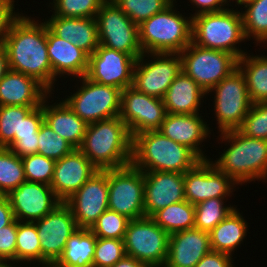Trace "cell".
I'll return each mask as SVG.
<instances>
[{
  "instance_id": "cell-25",
  "label": "cell",
  "mask_w": 267,
  "mask_h": 267,
  "mask_svg": "<svg viewBox=\"0 0 267 267\" xmlns=\"http://www.w3.org/2000/svg\"><path fill=\"white\" fill-rule=\"evenodd\" d=\"M50 92L35 78L9 70L0 81V106L42 105Z\"/></svg>"
},
{
  "instance_id": "cell-21",
  "label": "cell",
  "mask_w": 267,
  "mask_h": 267,
  "mask_svg": "<svg viewBox=\"0 0 267 267\" xmlns=\"http://www.w3.org/2000/svg\"><path fill=\"white\" fill-rule=\"evenodd\" d=\"M97 171L90 160L78 148H74L68 155L56 160L50 186L64 202Z\"/></svg>"
},
{
  "instance_id": "cell-14",
  "label": "cell",
  "mask_w": 267,
  "mask_h": 267,
  "mask_svg": "<svg viewBox=\"0 0 267 267\" xmlns=\"http://www.w3.org/2000/svg\"><path fill=\"white\" fill-rule=\"evenodd\" d=\"M166 114L163 99L146 95L133 86L121 91L119 117L132 138L142 132L159 130Z\"/></svg>"
},
{
  "instance_id": "cell-15",
  "label": "cell",
  "mask_w": 267,
  "mask_h": 267,
  "mask_svg": "<svg viewBox=\"0 0 267 267\" xmlns=\"http://www.w3.org/2000/svg\"><path fill=\"white\" fill-rule=\"evenodd\" d=\"M40 239L42 266L51 267L62 255L67 240L79 229L70 208L62 202L35 221Z\"/></svg>"
},
{
  "instance_id": "cell-18",
  "label": "cell",
  "mask_w": 267,
  "mask_h": 267,
  "mask_svg": "<svg viewBox=\"0 0 267 267\" xmlns=\"http://www.w3.org/2000/svg\"><path fill=\"white\" fill-rule=\"evenodd\" d=\"M64 203L70 208L78 228L90 229L108 209L107 170H98Z\"/></svg>"
},
{
  "instance_id": "cell-48",
  "label": "cell",
  "mask_w": 267,
  "mask_h": 267,
  "mask_svg": "<svg viewBox=\"0 0 267 267\" xmlns=\"http://www.w3.org/2000/svg\"><path fill=\"white\" fill-rule=\"evenodd\" d=\"M233 256L211 250L207 253L195 267H235Z\"/></svg>"
},
{
  "instance_id": "cell-30",
  "label": "cell",
  "mask_w": 267,
  "mask_h": 267,
  "mask_svg": "<svg viewBox=\"0 0 267 267\" xmlns=\"http://www.w3.org/2000/svg\"><path fill=\"white\" fill-rule=\"evenodd\" d=\"M96 240L90 229L79 228L67 240L62 255L51 267H93Z\"/></svg>"
},
{
  "instance_id": "cell-33",
  "label": "cell",
  "mask_w": 267,
  "mask_h": 267,
  "mask_svg": "<svg viewBox=\"0 0 267 267\" xmlns=\"http://www.w3.org/2000/svg\"><path fill=\"white\" fill-rule=\"evenodd\" d=\"M43 121L42 102V105L34 108L21 120L20 133L19 135H14V142L10 145L9 149L21 158L37 153L38 133Z\"/></svg>"
},
{
  "instance_id": "cell-24",
  "label": "cell",
  "mask_w": 267,
  "mask_h": 267,
  "mask_svg": "<svg viewBox=\"0 0 267 267\" xmlns=\"http://www.w3.org/2000/svg\"><path fill=\"white\" fill-rule=\"evenodd\" d=\"M47 51L54 74V89L57 78L64 75L81 78L86 75L89 55L71 42L56 36L48 26Z\"/></svg>"
},
{
  "instance_id": "cell-49",
  "label": "cell",
  "mask_w": 267,
  "mask_h": 267,
  "mask_svg": "<svg viewBox=\"0 0 267 267\" xmlns=\"http://www.w3.org/2000/svg\"><path fill=\"white\" fill-rule=\"evenodd\" d=\"M189 2L193 7L195 6V13L190 14V16L202 13L220 12L227 9L230 5V3H228L230 0H189Z\"/></svg>"
},
{
  "instance_id": "cell-13",
  "label": "cell",
  "mask_w": 267,
  "mask_h": 267,
  "mask_svg": "<svg viewBox=\"0 0 267 267\" xmlns=\"http://www.w3.org/2000/svg\"><path fill=\"white\" fill-rule=\"evenodd\" d=\"M181 71L180 53H143L135 63L132 86L146 95L163 99Z\"/></svg>"
},
{
  "instance_id": "cell-10",
  "label": "cell",
  "mask_w": 267,
  "mask_h": 267,
  "mask_svg": "<svg viewBox=\"0 0 267 267\" xmlns=\"http://www.w3.org/2000/svg\"><path fill=\"white\" fill-rule=\"evenodd\" d=\"M209 92L215 95L212 98L218 133L237 130L253 104L242 72L237 67Z\"/></svg>"
},
{
  "instance_id": "cell-17",
  "label": "cell",
  "mask_w": 267,
  "mask_h": 267,
  "mask_svg": "<svg viewBox=\"0 0 267 267\" xmlns=\"http://www.w3.org/2000/svg\"><path fill=\"white\" fill-rule=\"evenodd\" d=\"M136 60L129 54L99 45L89 56L85 77L123 90L133 85Z\"/></svg>"
},
{
  "instance_id": "cell-43",
  "label": "cell",
  "mask_w": 267,
  "mask_h": 267,
  "mask_svg": "<svg viewBox=\"0 0 267 267\" xmlns=\"http://www.w3.org/2000/svg\"><path fill=\"white\" fill-rule=\"evenodd\" d=\"M26 181L50 185L56 160L35 153L22 157Z\"/></svg>"
},
{
  "instance_id": "cell-1",
  "label": "cell",
  "mask_w": 267,
  "mask_h": 267,
  "mask_svg": "<svg viewBox=\"0 0 267 267\" xmlns=\"http://www.w3.org/2000/svg\"><path fill=\"white\" fill-rule=\"evenodd\" d=\"M42 21L21 13L12 23L4 47L9 70L35 78L52 94L54 74L47 51V24Z\"/></svg>"
},
{
  "instance_id": "cell-42",
  "label": "cell",
  "mask_w": 267,
  "mask_h": 267,
  "mask_svg": "<svg viewBox=\"0 0 267 267\" xmlns=\"http://www.w3.org/2000/svg\"><path fill=\"white\" fill-rule=\"evenodd\" d=\"M129 220L125 215L107 209L90 230L97 238L123 240Z\"/></svg>"
},
{
  "instance_id": "cell-3",
  "label": "cell",
  "mask_w": 267,
  "mask_h": 267,
  "mask_svg": "<svg viewBox=\"0 0 267 267\" xmlns=\"http://www.w3.org/2000/svg\"><path fill=\"white\" fill-rule=\"evenodd\" d=\"M219 136L221 143L224 141L229 145L217 160L210 158L220 171L238 185L255 180L267 181V140L244 136L238 130L221 132Z\"/></svg>"
},
{
  "instance_id": "cell-6",
  "label": "cell",
  "mask_w": 267,
  "mask_h": 267,
  "mask_svg": "<svg viewBox=\"0 0 267 267\" xmlns=\"http://www.w3.org/2000/svg\"><path fill=\"white\" fill-rule=\"evenodd\" d=\"M244 41L247 39L238 8L192 16V43L198 46L231 53L240 59L246 53L239 49Z\"/></svg>"
},
{
  "instance_id": "cell-54",
  "label": "cell",
  "mask_w": 267,
  "mask_h": 267,
  "mask_svg": "<svg viewBox=\"0 0 267 267\" xmlns=\"http://www.w3.org/2000/svg\"><path fill=\"white\" fill-rule=\"evenodd\" d=\"M233 2L235 1V6L236 5H238V7L239 6H242L243 7V5H245L247 2H250V1H252V0H232ZM230 6H232L231 5V0H230Z\"/></svg>"
},
{
  "instance_id": "cell-34",
  "label": "cell",
  "mask_w": 267,
  "mask_h": 267,
  "mask_svg": "<svg viewBox=\"0 0 267 267\" xmlns=\"http://www.w3.org/2000/svg\"><path fill=\"white\" fill-rule=\"evenodd\" d=\"M241 11L246 39H253L257 44H267V0H252L247 2Z\"/></svg>"
},
{
  "instance_id": "cell-44",
  "label": "cell",
  "mask_w": 267,
  "mask_h": 267,
  "mask_svg": "<svg viewBox=\"0 0 267 267\" xmlns=\"http://www.w3.org/2000/svg\"><path fill=\"white\" fill-rule=\"evenodd\" d=\"M237 130L244 136L267 140V101L253 103Z\"/></svg>"
},
{
  "instance_id": "cell-20",
  "label": "cell",
  "mask_w": 267,
  "mask_h": 267,
  "mask_svg": "<svg viewBox=\"0 0 267 267\" xmlns=\"http://www.w3.org/2000/svg\"><path fill=\"white\" fill-rule=\"evenodd\" d=\"M145 217H152L157 211L170 204L184 201V173L143 171Z\"/></svg>"
},
{
  "instance_id": "cell-45",
  "label": "cell",
  "mask_w": 267,
  "mask_h": 267,
  "mask_svg": "<svg viewBox=\"0 0 267 267\" xmlns=\"http://www.w3.org/2000/svg\"><path fill=\"white\" fill-rule=\"evenodd\" d=\"M125 254L121 239L97 238L93 257V267H111Z\"/></svg>"
},
{
  "instance_id": "cell-36",
  "label": "cell",
  "mask_w": 267,
  "mask_h": 267,
  "mask_svg": "<svg viewBox=\"0 0 267 267\" xmlns=\"http://www.w3.org/2000/svg\"><path fill=\"white\" fill-rule=\"evenodd\" d=\"M226 198H211L195 205V228L210 233L237 208L225 205Z\"/></svg>"
},
{
  "instance_id": "cell-12",
  "label": "cell",
  "mask_w": 267,
  "mask_h": 267,
  "mask_svg": "<svg viewBox=\"0 0 267 267\" xmlns=\"http://www.w3.org/2000/svg\"><path fill=\"white\" fill-rule=\"evenodd\" d=\"M99 44L124 52L138 59L143 51L136 25L111 0H106L96 16Z\"/></svg>"
},
{
  "instance_id": "cell-39",
  "label": "cell",
  "mask_w": 267,
  "mask_h": 267,
  "mask_svg": "<svg viewBox=\"0 0 267 267\" xmlns=\"http://www.w3.org/2000/svg\"><path fill=\"white\" fill-rule=\"evenodd\" d=\"M136 25L163 11L174 0H111Z\"/></svg>"
},
{
  "instance_id": "cell-37",
  "label": "cell",
  "mask_w": 267,
  "mask_h": 267,
  "mask_svg": "<svg viewBox=\"0 0 267 267\" xmlns=\"http://www.w3.org/2000/svg\"><path fill=\"white\" fill-rule=\"evenodd\" d=\"M26 181L22 158L0 147V195H7Z\"/></svg>"
},
{
  "instance_id": "cell-11",
  "label": "cell",
  "mask_w": 267,
  "mask_h": 267,
  "mask_svg": "<svg viewBox=\"0 0 267 267\" xmlns=\"http://www.w3.org/2000/svg\"><path fill=\"white\" fill-rule=\"evenodd\" d=\"M108 209L128 219L145 217L144 172L132 164L108 169Z\"/></svg>"
},
{
  "instance_id": "cell-47",
  "label": "cell",
  "mask_w": 267,
  "mask_h": 267,
  "mask_svg": "<svg viewBox=\"0 0 267 267\" xmlns=\"http://www.w3.org/2000/svg\"><path fill=\"white\" fill-rule=\"evenodd\" d=\"M14 2L11 0H0V46H4L12 23L21 15L15 12Z\"/></svg>"
},
{
  "instance_id": "cell-26",
  "label": "cell",
  "mask_w": 267,
  "mask_h": 267,
  "mask_svg": "<svg viewBox=\"0 0 267 267\" xmlns=\"http://www.w3.org/2000/svg\"><path fill=\"white\" fill-rule=\"evenodd\" d=\"M48 28L66 42L85 51L89 56L98 48L99 39L95 18H45Z\"/></svg>"
},
{
  "instance_id": "cell-32",
  "label": "cell",
  "mask_w": 267,
  "mask_h": 267,
  "mask_svg": "<svg viewBox=\"0 0 267 267\" xmlns=\"http://www.w3.org/2000/svg\"><path fill=\"white\" fill-rule=\"evenodd\" d=\"M169 235L195 228V206L188 201H180L157 211L151 217Z\"/></svg>"
},
{
  "instance_id": "cell-27",
  "label": "cell",
  "mask_w": 267,
  "mask_h": 267,
  "mask_svg": "<svg viewBox=\"0 0 267 267\" xmlns=\"http://www.w3.org/2000/svg\"><path fill=\"white\" fill-rule=\"evenodd\" d=\"M50 97L52 98L51 93L43 100L44 122L74 148H79L88 124L76 115L63 100L50 105L48 99Z\"/></svg>"
},
{
  "instance_id": "cell-19",
  "label": "cell",
  "mask_w": 267,
  "mask_h": 267,
  "mask_svg": "<svg viewBox=\"0 0 267 267\" xmlns=\"http://www.w3.org/2000/svg\"><path fill=\"white\" fill-rule=\"evenodd\" d=\"M6 196L14 218L23 222H35L62 203L50 185L39 182L25 181Z\"/></svg>"
},
{
  "instance_id": "cell-16",
  "label": "cell",
  "mask_w": 267,
  "mask_h": 267,
  "mask_svg": "<svg viewBox=\"0 0 267 267\" xmlns=\"http://www.w3.org/2000/svg\"><path fill=\"white\" fill-rule=\"evenodd\" d=\"M238 184L210 159L184 173L185 199L194 206L211 198H229ZM232 193V194H231Z\"/></svg>"
},
{
  "instance_id": "cell-28",
  "label": "cell",
  "mask_w": 267,
  "mask_h": 267,
  "mask_svg": "<svg viewBox=\"0 0 267 267\" xmlns=\"http://www.w3.org/2000/svg\"><path fill=\"white\" fill-rule=\"evenodd\" d=\"M206 95L190 76L181 71L166 91L163 102L167 113L198 114L204 102L201 100Z\"/></svg>"
},
{
  "instance_id": "cell-51",
  "label": "cell",
  "mask_w": 267,
  "mask_h": 267,
  "mask_svg": "<svg viewBox=\"0 0 267 267\" xmlns=\"http://www.w3.org/2000/svg\"><path fill=\"white\" fill-rule=\"evenodd\" d=\"M111 267H145V266L135 258L126 255Z\"/></svg>"
},
{
  "instance_id": "cell-40",
  "label": "cell",
  "mask_w": 267,
  "mask_h": 267,
  "mask_svg": "<svg viewBox=\"0 0 267 267\" xmlns=\"http://www.w3.org/2000/svg\"><path fill=\"white\" fill-rule=\"evenodd\" d=\"M106 0H53L51 16L66 18H95Z\"/></svg>"
},
{
  "instance_id": "cell-8",
  "label": "cell",
  "mask_w": 267,
  "mask_h": 267,
  "mask_svg": "<svg viewBox=\"0 0 267 267\" xmlns=\"http://www.w3.org/2000/svg\"><path fill=\"white\" fill-rule=\"evenodd\" d=\"M182 71L190 76L206 94L237 68L231 53L190 43L181 53Z\"/></svg>"
},
{
  "instance_id": "cell-5",
  "label": "cell",
  "mask_w": 267,
  "mask_h": 267,
  "mask_svg": "<svg viewBox=\"0 0 267 267\" xmlns=\"http://www.w3.org/2000/svg\"><path fill=\"white\" fill-rule=\"evenodd\" d=\"M175 3L138 26L143 53H181L192 42V16L182 15Z\"/></svg>"
},
{
  "instance_id": "cell-46",
  "label": "cell",
  "mask_w": 267,
  "mask_h": 267,
  "mask_svg": "<svg viewBox=\"0 0 267 267\" xmlns=\"http://www.w3.org/2000/svg\"><path fill=\"white\" fill-rule=\"evenodd\" d=\"M18 220L0 229V259L16 263Z\"/></svg>"
},
{
  "instance_id": "cell-31",
  "label": "cell",
  "mask_w": 267,
  "mask_h": 267,
  "mask_svg": "<svg viewBox=\"0 0 267 267\" xmlns=\"http://www.w3.org/2000/svg\"><path fill=\"white\" fill-rule=\"evenodd\" d=\"M237 67L245 77L251 102L267 101V56L246 52L237 60Z\"/></svg>"
},
{
  "instance_id": "cell-52",
  "label": "cell",
  "mask_w": 267,
  "mask_h": 267,
  "mask_svg": "<svg viewBox=\"0 0 267 267\" xmlns=\"http://www.w3.org/2000/svg\"><path fill=\"white\" fill-rule=\"evenodd\" d=\"M9 71L8 55L4 46H0V81Z\"/></svg>"
},
{
  "instance_id": "cell-41",
  "label": "cell",
  "mask_w": 267,
  "mask_h": 267,
  "mask_svg": "<svg viewBox=\"0 0 267 267\" xmlns=\"http://www.w3.org/2000/svg\"><path fill=\"white\" fill-rule=\"evenodd\" d=\"M74 147L43 121L38 133L37 153L45 157L59 160L68 155Z\"/></svg>"
},
{
  "instance_id": "cell-22",
  "label": "cell",
  "mask_w": 267,
  "mask_h": 267,
  "mask_svg": "<svg viewBox=\"0 0 267 267\" xmlns=\"http://www.w3.org/2000/svg\"><path fill=\"white\" fill-rule=\"evenodd\" d=\"M200 115L167 113L159 131L176 143L193 150L202 160H208L210 158H207L201 147L203 141L210 138L211 128Z\"/></svg>"
},
{
  "instance_id": "cell-4",
  "label": "cell",
  "mask_w": 267,
  "mask_h": 267,
  "mask_svg": "<svg viewBox=\"0 0 267 267\" xmlns=\"http://www.w3.org/2000/svg\"><path fill=\"white\" fill-rule=\"evenodd\" d=\"M201 160L193 150L159 130L142 132L132 138L131 164L142 171L185 173Z\"/></svg>"
},
{
  "instance_id": "cell-2",
  "label": "cell",
  "mask_w": 267,
  "mask_h": 267,
  "mask_svg": "<svg viewBox=\"0 0 267 267\" xmlns=\"http://www.w3.org/2000/svg\"><path fill=\"white\" fill-rule=\"evenodd\" d=\"M98 170L131 164L132 137L119 116L87 125L78 148Z\"/></svg>"
},
{
  "instance_id": "cell-9",
  "label": "cell",
  "mask_w": 267,
  "mask_h": 267,
  "mask_svg": "<svg viewBox=\"0 0 267 267\" xmlns=\"http://www.w3.org/2000/svg\"><path fill=\"white\" fill-rule=\"evenodd\" d=\"M168 240L169 234L151 217L129 220L123 239L125 254L144 266L164 267L168 256Z\"/></svg>"
},
{
  "instance_id": "cell-7",
  "label": "cell",
  "mask_w": 267,
  "mask_h": 267,
  "mask_svg": "<svg viewBox=\"0 0 267 267\" xmlns=\"http://www.w3.org/2000/svg\"><path fill=\"white\" fill-rule=\"evenodd\" d=\"M81 84L63 101L87 124L114 118L121 111V89L90 81L85 76L78 78Z\"/></svg>"
},
{
  "instance_id": "cell-29",
  "label": "cell",
  "mask_w": 267,
  "mask_h": 267,
  "mask_svg": "<svg viewBox=\"0 0 267 267\" xmlns=\"http://www.w3.org/2000/svg\"><path fill=\"white\" fill-rule=\"evenodd\" d=\"M238 209H234L223 221H221L210 233V246L213 251L225 253L231 256L237 247H241L243 239L248 232V222Z\"/></svg>"
},
{
  "instance_id": "cell-50",
  "label": "cell",
  "mask_w": 267,
  "mask_h": 267,
  "mask_svg": "<svg viewBox=\"0 0 267 267\" xmlns=\"http://www.w3.org/2000/svg\"><path fill=\"white\" fill-rule=\"evenodd\" d=\"M15 220L12 207L6 195H0V229L10 225Z\"/></svg>"
},
{
  "instance_id": "cell-23",
  "label": "cell",
  "mask_w": 267,
  "mask_h": 267,
  "mask_svg": "<svg viewBox=\"0 0 267 267\" xmlns=\"http://www.w3.org/2000/svg\"><path fill=\"white\" fill-rule=\"evenodd\" d=\"M211 250L208 232L192 228L173 233L169 235L164 267H195Z\"/></svg>"
},
{
  "instance_id": "cell-38",
  "label": "cell",
  "mask_w": 267,
  "mask_h": 267,
  "mask_svg": "<svg viewBox=\"0 0 267 267\" xmlns=\"http://www.w3.org/2000/svg\"><path fill=\"white\" fill-rule=\"evenodd\" d=\"M33 109L31 106H0V147H10L14 135L20 133L21 120Z\"/></svg>"
},
{
  "instance_id": "cell-53",
  "label": "cell",
  "mask_w": 267,
  "mask_h": 267,
  "mask_svg": "<svg viewBox=\"0 0 267 267\" xmlns=\"http://www.w3.org/2000/svg\"><path fill=\"white\" fill-rule=\"evenodd\" d=\"M0 267H17V264L14 265V262L0 259ZM18 267H22V266L20 265Z\"/></svg>"
},
{
  "instance_id": "cell-35",
  "label": "cell",
  "mask_w": 267,
  "mask_h": 267,
  "mask_svg": "<svg viewBox=\"0 0 267 267\" xmlns=\"http://www.w3.org/2000/svg\"><path fill=\"white\" fill-rule=\"evenodd\" d=\"M40 244L35 222L18 221L16 262L42 265Z\"/></svg>"
}]
</instances>
